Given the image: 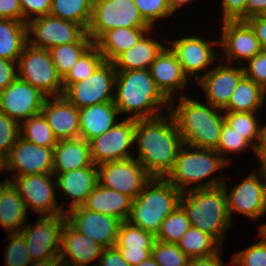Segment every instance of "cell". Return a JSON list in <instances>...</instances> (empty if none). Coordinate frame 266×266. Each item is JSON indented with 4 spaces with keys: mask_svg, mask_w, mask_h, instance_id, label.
Returning a JSON list of instances; mask_svg holds the SVG:
<instances>
[{
    "mask_svg": "<svg viewBox=\"0 0 266 266\" xmlns=\"http://www.w3.org/2000/svg\"><path fill=\"white\" fill-rule=\"evenodd\" d=\"M135 120L138 161L152 177L166 178L184 145L171 114Z\"/></svg>",
    "mask_w": 266,
    "mask_h": 266,
    "instance_id": "cell-1",
    "label": "cell"
},
{
    "mask_svg": "<svg viewBox=\"0 0 266 266\" xmlns=\"http://www.w3.org/2000/svg\"><path fill=\"white\" fill-rule=\"evenodd\" d=\"M223 178L208 180L188 188L180 198V206L187 214L190 225L212 236L222 246L231 224Z\"/></svg>",
    "mask_w": 266,
    "mask_h": 266,
    "instance_id": "cell-2",
    "label": "cell"
},
{
    "mask_svg": "<svg viewBox=\"0 0 266 266\" xmlns=\"http://www.w3.org/2000/svg\"><path fill=\"white\" fill-rule=\"evenodd\" d=\"M179 99L175 109L173 106L169 108V113L176 122L183 144L193 148L216 150L225 121L224 115L218 114L222 109L209 103L206 106L184 95Z\"/></svg>",
    "mask_w": 266,
    "mask_h": 266,
    "instance_id": "cell-3",
    "label": "cell"
},
{
    "mask_svg": "<svg viewBox=\"0 0 266 266\" xmlns=\"http://www.w3.org/2000/svg\"><path fill=\"white\" fill-rule=\"evenodd\" d=\"M114 105L119 113H132V118L151 119L161 116V105L170 102L157 89L149 69L116 71Z\"/></svg>",
    "mask_w": 266,
    "mask_h": 266,
    "instance_id": "cell-4",
    "label": "cell"
},
{
    "mask_svg": "<svg viewBox=\"0 0 266 266\" xmlns=\"http://www.w3.org/2000/svg\"><path fill=\"white\" fill-rule=\"evenodd\" d=\"M181 195L166 178L152 177L132 200L127 221L156 235L165 218L180 205Z\"/></svg>",
    "mask_w": 266,
    "mask_h": 266,
    "instance_id": "cell-5",
    "label": "cell"
},
{
    "mask_svg": "<svg viewBox=\"0 0 266 266\" xmlns=\"http://www.w3.org/2000/svg\"><path fill=\"white\" fill-rule=\"evenodd\" d=\"M193 149L195 150L193 151ZM229 161L216 150L183 145L179 150L175 165L166 179L183 193L188 191L184 187L205 179Z\"/></svg>",
    "mask_w": 266,
    "mask_h": 266,
    "instance_id": "cell-6",
    "label": "cell"
},
{
    "mask_svg": "<svg viewBox=\"0 0 266 266\" xmlns=\"http://www.w3.org/2000/svg\"><path fill=\"white\" fill-rule=\"evenodd\" d=\"M18 78L50 96L63 95L62 78L57 73L50 53L27 43L18 59Z\"/></svg>",
    "mask_w": 266,
    "mask_h": 266,
    "instance_id": "cell-7",
    "label": "cell"
},
{
    "mask_svg": "<svg viewBox=\"0 0 266 266\" xmlns=\"http://www.w3.org/2000/svg\"><path fill=\"white\" fill-rule=\"evenodd\" d=\"M119 27H151L133 0H93L87 34L95 42L104 32Z\"/></svg>",
    "mask_w": 266,
    "mask_h": 266,
    "instance_id": "cell-8",
    "label": "cell"
},
{
    "mask_svg": "<svg viewBox=\"0 0 266 266\" xmlns=\"http://www.w3.org/2000/svg\"><path fill=\"white\" fill-rule=\"evenodd\" d=\"M98 184L135 199L152 176L135 158L106 162L97 166Z\"/></svg>",
    "mask_w": 266,
    "mask_h": 266,
    "instance_id": "cell-9",
    "label": "cell"
},
{
    "mask_svg": "<svg viewBox=\"0 0 266 266\" xmlns=\"http://www.w3.org/2000/svg\"><path fill=\"white\" fill-rule=\"evenodd\" d=\"M27 32L31 46L46 50L73 42H93L82 25L50 14L31 19L27 23ZM31 32L35 36L29 39Z\"/></svg>",
    "mask_w": 266,
    "mask_h": 266,
    "instance_id": "cell-10",
    "label": "cell"
},
{
    "mask_svg": "<svg viewBox=\"0 0 266 266\" xmlns=\"http://www.w3.org/2000/svg\"><path fill=\"white\" fill-rule=\"evenodd\" d=\"M115 78L116 70L112 62L104 61L85 80L71 83L63 91V96L78 109L113 102L111 90L115 88Z\"/></svg>",
    "mask_w": 266,
    "mask_h": 266,
    "instance_id": "cell-11",
    "label": "cell"
},
{
    "mask_svg": "<svg viewBox=\"0 0 266 266\" xmlns=\"http://www.w3.org/2000/svg\"><path fill=\"white\" fill-rule=\"evenodd\" d=\"M66 214L42 215L35 226H25L20 233L25 237L27 251L32 261L58 258L61 248V233Z\"/></svg>",
    "mask_w": 266,
    "mask_h": 266,
    "instance_id": "cell-12",
    "label": "cell"
},
{
    "mask_svg": "<svg viewBox=\"0 0 266 266\" xmlns=\"http://www.w3.org/2000/svg\"><path fill=\"white\" fill-rule=\"evenodd\" d=\"M135 142V119L126 118L104 134L88 141L91 158L96 166L132 158L128 150Z\"/></svg>",
    "mask_w": 266,
    "mask_h": 266,
    "instance_id": "cell-13",
    "label": "cell"
},
{
    "mask_svg": "<svg viewBox=\"0 0 266 266\" xmlns=\"http://www.w3.org/2000/svg\"><path fill=\"white\" fill-rule=\"evenodd\" d=\"M70 212V213H69ZM66 221L103 248L114 247L122 221L114 216L78 206L65 211Z\"/></svg>",
    "mask_w": 266,
    "mask_h": 266,
    "instance_id": "cell-14",
    "label": "cell"
},
{
    "mask_svg": "<svg viewBox=\"0 0 266 266\" xmlns=\"http://www.w3.org/2000/svg\"><path fill=\"white\" fill-rule=\"evenodd\" d=\"M53 174H32L14 176V182L11 183L18 190L22 197L26 208H31L33 211L41 215H56L65 213L63 204L57 207L54 190L56 187L52 183L51 177Z\"/></svg>",
    "mask_w": 266,
    "mask_h": 266,
    "instance_id": "cell-15",
    "label": "cell"
},
{
    "mask_svg": "<svg viewBox=\"0 0 266 266\" xmlns=\"http://www.w3.org/2000/svg\"><path fill=\"white\" fill-rule=\"evenodd\" d=\"M46 95L18 77L0 92V111L21 124L41 113Z\"/></svg>",
    "mask_w": 266,
    "mask_h": 266,
    "instance_id": "cell-16",
    "label": "cell"
},
{
    "mask_svg": "<svg viewBox=\"0 0 266 266\" xmlns=\"http://www.w3.org/2000/svg\"><path fill=\"white\" fill-rule=\"evenodd\" d=\"M7 170L16 176L53 174V148L42 147L18 137L7 155Z\"/></svg>",
    "mask_w": 266,
    "mask_h": 266,
    "instance_id": "cell-17",
    "label": "cell"
},
{
    "mask_svg": "<svg viewBox=\"0 0 266 266\" xmlns=\"http://www.w3.org/2000/svg\"><path fill=\"white\" fill-rule=\"evenodd\" d=\"M258 178L255 172L250 173L229 195L224 181L222 185L226 191L230 217L232 212H237L257 220L266 212V179L262 183Z\"/></svg>",
    "mask_w": 266,
    "mask_h": 266,
    "instance_id": "cell-18",
    "label": "cell"
},
{
    "mask_svg": "<svg viewBox=\"0 0 266 266\" xmlns=\"http://www.w3.org/2000/svg\"><path fill=\"white\" fill-rule=\"evenodd\" d=\"M223 23L222 40L212 44L216 43L224 48L229 64L234 58L248 61L263 50L254 30L246 20H228Z\"/></svg>",
    "mask_w": 266,
    "mask_h": 266,
    "instance_id": "cell-19",
    "label": "cell"
},
{
    "mask_svg": "<svg viewBox=\"0 0 266 266\" xmlns=\"http://www.w3.org/2000/svg\"><path fill=\"white\" fill-rule=\"evenodd\" d=\"M199 76L195 75V79H199L208 103L223 110L228 105L230 96L239 80L244 76V70L243 67L234 68L233 66L220 65L205 75Z\"/></svg>",
    "mask_w": 266,
    "mask_h": 266,
    "instance_id": "cell-20",
    "label": "cell"
},
{
    "mask_svg": "<svg viewBox=\"0 0 266 266\" xmlns=\"http://www.w3.org/2000/svg\"><path fill=\"white\" fill-rule=\"evenodd\" d=\"M149 71L157 89L171 105L175 99V91L184 88L188 81V76L184 74L176 55L170 48L165 47L152 62Z\"/></svg>",
    "mask_w": 266,
    "mask_h": 266,
    "instance_id": "cell-21",
    "label": "cell"
},
{
    "mask_svg": "<svg viewBox=\"0 0 266 266\" xmlns=\"http://www.w3.org/2000/svg\"><path fill=\"white\" fill-rule=\"evenodd\" d=\"M46 97L41 113L59 140L79 138V109L63 95L54 96L50 102Z\"/></svg>",
    "mask_w": 266,
    "mask_h": 266,
    "instance_id": "cell-22",
    "label": "cell"
},
{
    "mask_svg": "<svg viewBox=\"0 0 266 266\" xmlns=\"http://www.w3.org/2000/svg\"><path fill=\"white\" fill-rule=\"evenodd\" d=\"M103 249L93 239L75 230L67 221L65 222L58 257L60 263L68 266H86L99 258ZM68 256L70 259L66 261Z\"/></svg>",
    "mask_w": 266,
    "mask_h": 266,
    "instance_id": "cell-23",
    "label": "cell"
},
{
    "mask_svg": "<svg viewBox=\"0 0 266 266\" xmlns=\"http://www.w3.org/2000/svg\"><path fill=\"white\" fill-rule=\"evenodd\" d=\"M155 241L156 236L151 232L136 227L128 221H122L115 247L130 266H137L151 256Z\"/></svg>",
    "mask_w": 266,
    "mask_h": 266,
    "instance_id": "cell-24",
    "label": "cell"
},
{
    "mask_svg": "<svg viewBox=\"0 0 266 266\" xmlns=\"http://www.w3.org/2000/svg\"><path fill=\"white\" fill-rule=\"evenodd\" d=\"M211 45L199 36H191L171 41L172 48H168L176 55L184 74L186 76L190 74L188 76L190 78L198 71L207 68L214 59L216 60L217 56L214 55Z\"/></svg>",
    "mask_w": 266,
    "mask_h": 266,
    "instance_id": "cell-25",
    "label": "cell"
},
{
    "mask_svg": "<svg viewBox=\"0 0 266 266\" xmlns=\"http://www.w3.org/2000/svg\"><path fill=\"white\" fill-rule=\"evenodd\" d=\"M93 165L89 143L82 138L59 140L53 148V175Z\"/></svg>",
    "mask_w": 266,
    "mask_h": 266,
    "instance_id": "cell-26",
    "label": "cell"
},
{
    "mask_svg": "<svg viewBox=\"0 0 266 266\" xmlns=\"http://www.w3.org/2000/svg\"><path fill=\"white\" fill-rule=\"evenodd\" d=\"M56 188H61L65 196L73 198L69 209L82 206L89 194L93 191L98 183L97 167L95 164L72 170L65 173L56 174Z\"/></svg>",
    "mask_w": 266,
    "mask_h": 266,
    "instance_id": "cell-27",
    "label": "cell"
},
{
    "mask_svg": "<svg viewBox=\"0 0 266 266\" xmlns=\"http://www.w3.org/2000/svg\"><path fill=\"white\" fill-rule=\"evenodd\" d=\"M119 110L114 102H105L79 109V138L89 141L116 125Z\"/></svg>",
    "mask_w": 266,
    "mask_h": 266,
    "instance_id": "cell-28",
    "label": "cell"
},
{
    "mask_svg": "<svg viewBox=\"0 0 266 266\" xmlns=\"http://www.w3.org/2000/svg\"><path fill=\"white\" fill-rule=\"evenodd\" d=\"M132 200L120 192L96 184L82 205L84 208L127 221Z\"/></svg>",
    "mask_w": 266,
    "mask_h": 266,
    "instance_id": "cell-29",
    "label": "cell"
},
{
    "mask_svg": "<svg viewBox=\"0 0 266 266\" xmlns=\"http://www.w3.org/2000/svg\"><path fill=\"white\" fill-rule=\"evenodd\" d=\"M147 33L137 44L123 51L111 61L116 71L150 68L152 62L165 47L152 38H147Z\"/></svg>",
    "mask_w": 266,
    "mask_h": 266,
    "instance_id": "cell-30",
    "label": "cell"
},
{
    "mask_svg": "<svg viewBox=\"0 0 266 266\" xmlns=\"http://www.w3.org/2000/svg\"><path fill=\"white\" fill-rule=\"evenodd\" d=\"M152 27H119L104 32L94 44L104 56L112 61L117 55L133 47Z\"/></svg>",
    "mask_w": 266,
    "mask_h": 266,
    "instance_id": "cell-31",
    "label": "cell"
},
{
    "mask_svg": "<svg viewBox=\"0 0 266 266\" xmlns=\"http://www.w3.org/2000/svg\"><path fill=\"white\" fill-rule=\"evenodd\" d=\"M27 43V23L0 19V58L18 62Z\"/></svg>",
    "mask_w": 266,
    "mask_h": 266,
    "instance_id": "cell-32",
    "label": "cell"
},
{
    "mask_svg": "<svg viewBox=\"0 0 266 266\" xmlns=\"http://www.w3.org/2000/svg\"><path fill=\"white\" fill-rule=\"evenodd\" d=\"M266 91L245 75L239 80L230 96L228 105L222 110L228 112H256L262 106Z\"/></svg>",
    "mask_w": 266,
    "mask_h": 266,
    "instance_id": "cell-33",
    "label": "cell"
},
{
    "mask_svg": "<svg viewBox=\"0 0 266 266\" xmlns=\"http://www.w3.org/2000/svg\"><path fill=\"white\" fill-rule=\"evenodd\" d=\"M27 208L18 190L11 183L0 199V226L11 233L20 232L26 223ZM22 227V228H21Z\"/></svg>",
    "mask_w": 266,
    "mask_h": 266,
    "instance_id": "cell-34",
    "label": "cell"
},
{
    "mask_svg": "<svg viewBox=\"0 0 266 266\" xmlns=\"http://www.w3.org/2000/svg\"><path fill=\"white\" fill-rule=\"evenodd\" d=\"M93 8V0H52L49 14L69 20L88 29Z\"/></svg>",
    "mask_w": 266,
    "mask_h": 266,
    "instance_id": "cell-35",
    "label": "cell"
},
{
    "mask_svg": "<svg viewBox=\"0 0 266 266\" xmlns=\"http://www.w3.org/2000/svg\"><path fill=\"white\" fill-rule=\"evenodd\" d=\"M214 243L218 244L212 236L190 226L177 245L187 257L198 258L211 256L220 251V247H213Z\"/></svg>",
    "mask_w": 266,
    "mask_h": 266,
    "instance_id": "cell-36",
    "label": "cell"
},
{
    "mask_svg": "<svg viewBox=\"0 0 266 266\" xmlns=\"http://www.w3.org/2000/svg\"><path fill=\"white\" fill-rule=\"evenodd\" d=\"M22 123L20 136L26 141L48 148H54L57 145L58 139L42 113L24 120Z\"/></svg>",
    "mask_w": 266,
    "mask_h": 266,
    "instance_id": "cell-37",
    "label": "cell"
},
{
    "mask_svg": "<svg viewBox=\"0 0 266 266\" xmlns=\"http://www.w3.org/2000/svg\"><path fill=\"white\" fill-rule=\"evenodd\" d=\"M94 42H73L64 45L54 46L49 49L53 64L59 76L63 79L69 70L75 65L80 56Z\"/></svg>",
    "mask_w": 266,
    "mask_h": 266,
    "instance_id": "cell-38",
    "label": "cell"
},
{
    "mask_svg": "<svg viewBox=\"0 0 266 266\" xmlns=\"http://www.w3.org/2000/svg\"><path fill=\"white\" fill-rule=\"evenodd\" d=\"M104 56L93 43L62 79L64 90L71 84L89 77L103 62Z\"/></svg>",
    "mask_w": 266,
    "mask_h": 266,
    "instance_id": "cell-39",
    "label": "cell"
},
{
    "mask_svg": "<svg viewBox=\"0 0 266 266\" xmlns=\"http://www.w3.org/2000/svg\"><path fill=\"white\" fill-rule=\"evenodd\" d=\"M190 226V221L188 220L186 212L179 205L162 222L159 231L155 235L156 240L177 244Z\"/></svg>",
    "mask_w": 266,
    "mask_h": 266,
    "instance_id": "cell-40",
    "label": "cell"
},
{
    "mask_svg": "<svg viewBox=\"0 0 266 266\" xmlns=\"http://www.w3.org/2000/svg\"><path fill=\"white\" fill-rule=\"evenodd\" d=\"M225 122L231 126L238 134L243 136L255 149L257 143L254 139H259L260 126L254 116V112H226Z\"/></svg>",
    "mask_w": 266,
    "mask_h": 266,
    "instance_id": "cell-41",
    "label": "cell"
},
{
    "mask_svg": "<svg viewBox=\"0 0 266 266\" xmlns=\"http://www.w3.org/2000/svg\"><path fill=\"white\" fill-rule=\"evenodd\" d=\"M151 256L159 266H187V257L177 244L165 243L156 240Z\"/></svg>",
    "mask_w": 266,
    "mask_h": 266,
    "instance_id": "cell-42",
    "label": "cell"
},
{
    "mask_svg": "<svg viewBox=\"0 0 266 266\" xmlns=\"http://www.w3.org/2000/svg\"><path fill=\"white\" fill-rule=\"evenodd\" d=\"M10 243L7 246L6 266H30L32 259L27 251L25 237L20 233H10Z\"/></svg>",
    "mask_w": 266,
    "mask_h": 266,
    "instance_id": "cell-43",
    "label": "cell"
},
{
    "mask_svg": "<svg viewBox=\"0 0 266 266\" xmlns=\"http://www.w3.org/2000/svg\"><path fill=\"white\" fill-rule=\"evenodd\" d=\"M142 18L153 28L154 21L165 18L171 12L168 0H133Z\"/></svg>",
    "mask_w": 266,
    "mask_h": 266,
    "instance_id": "cell-44",
    "label": "cell"
},
{
    "mask_svg": "<svg viewBox=\"0 0 266 266\" xmlns=\"http://www.w3.org/2000/svg\"><path fill=\"white\" fill-rule=\"evenodd\" d=\"M247 147H252L254 150L253 146L243 136L238 134L224 121L216 151L221 155L224 151L225 153L240 152L247 149Z\"/></svg>",
    "mask_w": 266,
    "mask_h": 266,
    "instance_id": "cell-45",
    "label": "cell"
},
{
    "mask_svg": "<svg viewBox=\"0 0 266 266\" xmlns=\"http://www.w3.org/2000/svg\"><path fill=\"white\" fill-rule=\"evenodd\" d=\"M20 136V124L0 111V152L6 157Z\"/></svg>",
    "mask_w": 266,
    "mask_h": 266,
    "instance_id": "cell-46",
    "label": "cell"
},
{
    "mask_svg": "<svg viewBox=\"0 0 266 266\" xmlns=\"http://www.w3.org/2000/svg\"><path fill=\"white\" fill-rule=\"evenodd\" d=\"M232 263L240 266H266V241L261 239L233 256Z\"/></svg>",
    "mask_w": 266,
    "mask_h": 266,
    "instance_id": "cell-47",
    "label": "cell"
},
{
    "mask_svg": "<svg viewBox=\"0 0 266 266\" xmlns=\"http://www.w3.org/2000/svg\"><path fill=\"white\" fill-rule=\"evenodd\" d=\"M250 66L243 67L244 75L266 91V50L249 59Z\"/></svg>",
    "mask_w": 266,
    "mask_h": 266,
    "instance_id": "cell-48",
    "label": "cell"
},
{
    "mask_svg": "<svg viewBox=\"0 0 266 266\" xmlns=\"http://www.w3.org/2000/svg\"><path fill=\"white\" fill-rule=\"evenodd\" d=\"M52 0H20L23 11V22L28 23L32 18L31 13H35L36 17L48 15L51 8Z\"/></svg>",
    "mask_w": 266,
    "mask_h": 266,
    "instance_id": "cell-49",
    "label": "cell"
},
{
    "mask_svg": "<svg viewBox=\"0 0 266 266\" xmlns=\"http://www.w3.org/2000/svg\"><path fill=\"white\" fill-rule=\"evenodd\" d=\"M223 21L246 20L247 0H222Z\"/></svg>",
    "mask_w": 266,
    "mask_h": 266,
    "instance_id": "cell-50",
    "label": "cell"
},
{
    "mask_svg": "<svg viewBox=\"0 0 266 266\" xmlns=\"http://www.w3.org/2000/svg\"><path fill=\"white\" fill-rule=\"evenodd\" d=\"M0 19H12L23 22L20 0H0Z\"/></svg>",
    "mask_w": 266,
    "mask_h": 266,
    "instance_id": "cell-51",
    "label": "cell"
},
{
    "mask_svg": "<svg viewBox=\"0 0 266 266\" xmlns=\"http://www.w3.org/2000/svg\"><path fill=\"white\" fill-rule=\"evenodd\" d=\"M99 258V264L96 266H130L115 246L104 248Z\"/></svg>",
    "mask_w": 266,
    "mask_h": 266,
    "instance_id": "cell-52",
    "label": "cell"
},
{
    "mask_svg": "<svg viewBox=\"0 0 266 266\" xmlns=\"http://www.w3.org/2000/svg\"><path fill=\"white\" fill-rule=\"evenodd\" d=\"M14 67V61L0 58V92L18 77Z\"/></svg>",
    "mask_w": 266,
    "mask_h": 266,
    "instance_id": "cell-53",
    "label": "cell"
},
{
    "mask_svg": "<svg viewBox=\"0 0 266 266\" xmlns=\"http://www.w3.org/2000/svg\"><path fill=\"white\" fill-rule=\"evenodd\" d=\"M255 32L261 47L266 50V18L262 15L249 17L246 20Z\"/></svg>",
    "mask_w": 266,
    "mask_h": 266,
    "instance_id": "cell-54",
    "label": "cell"
},
{
    "mask_svg": "<svg viewBox=\"0 0 266 266\" xmlns=\"http://www.w3.org/2000/svg\"><path fill=\"white\" fill-rule=\"evenodd\" d=\"M217 252L207 257L189 258L187 266H224Z\"/></svg>",
    "mask_w": 266,
    "mask_h": 266,
    "instance_id": "cell-55",
    "label": "cell"
},
{
    "mask_svg": "<svg viewBox=\"0 0 266 266\" xmlns=\"http://www.w3.org/2000/svg\"><path fill=\"white\" fill-rule=\"evenodd\" d=\"M266 11V0H247L246 20L249 17L262 15Z\"/></svg>",
    "mask_w": 266,
    "mask_h": 266,
    "instance_id": "cell-56",
    "label": "cell"
},
{
    "mask_svg": "<svg viewBox=\"0 0 266 266\" xmlns=\"http://www.w3.org/2000/svg\"><path fill=\"white\" fill-rule=\"evenodd\" d=\"M257 142L254 152L258 156L262 151L266 150V124L260 126L259 139Z\"/></svg>",
    "mask_w": 266,
    "mask_h": 266,
    "instance_id": "cell-57",
    "label": "cell"
},
{
    "mask_svg": "<svg viewBox=\"0 0 266 266\" xmlns=\"http://www.w3.org/2000/svg\"><path fill=\"white\" fill-rule=\"evenodd\" d=\"M59 263H60L59 258H50V259L32 261L31 266H58Z\"/></svg>",
    "mask_w": 266,
    "mask_h": 266,
    "instance_id": "cell-58",
    "label": "cell"
},
{
    "mask_svg": "<svg viewBox=\"0 0 266 266\" xmlns=\"http://www.w3.org/2000/svg\"><path fill=\"white\" fill-rule=\"evenodd\" d=\"M193 0H168L171 12L174 13L178 7H180V5L182 4H186L189 3Z\"/></svg>",
    "mask_w": 266,
    "mask_h": 266,
    "instance_id": "cell-59",
    "label": "cell"
},
{
    "mask_svg": "<svg viewBox=\"0 0 266 266\" xmlns=\"http://www.w3.org/2000/svg\"><path fill=\"white\" fill-rule=\"evenodd\" d=\"M258 158H260L261 160V176L259 175V177H262L264 179H266V150L262 151L259 155Z\"/></svg>",
    "mask_w": 266,
    "mask_h": 266,
    "instance_id": "cell-60",
    "label": "cell"
},
{
    "mask_svg": "<svg viewBox=\"0 0 266 266\" xmlns=\"http://www.w3.org/2000/svg\"><path fill=\"white\" fill-rule=\"evenodd\" d=\"M137 266H159L152 256L140 262Z\"/></svg>",
    "mask_w": 266,
    "mask_h": 266,
    "instance_id": "cell-61",
    "label": "cell"
},
{
    "mask_svg": "<svg viewBox=\"0 0 266 266\" xmlns=\"http://www.w3.org/2000/svg\"><path fill=\"white\" fill-rule=\"evenodd\" d=\"M6 156L0 152V171L4 172L7 171L5 170V168H7V160H6Z\"/></svg>",
    "mask_w": 266,
    "mask_h": 266,
    "instance_id": "cell-62",
    "label": "cell"
},
{
    "mask_svg": "<svg viewBox=\"0 0 266 266\" xmlns=\"http://www.w3.org/2000/svg\"><path fill=\"white\" fill-rule=\"evenodd\" d=\"M11 182L12 180L10 181V179H6L3 183L0 182V199L4 190L11 184Z\"/></svg>",
    "mask_w": 266,
    "mask_h": 266,
    "instance_id": "cell-63",
    "label": "cell"
},
{
    "mask_svg": "<svg viewBox=\"0 0 266 266\" xmlns=\"http://www.w3.org/2000/svg\"><path fill=\"white\" fill-rule=\"evenodd\" d=\"M259 236L263 237V240L266 241V223L264 225H261Z\"/></svg>",
    "mask_w": 266,
    "mask_h": 266,
    "instance_id": "cell-64",
    "label": "cell"
},
{
    "mask_svg": "<svg viewBox=\"0 0 266 266\" xmlns=\"http://www.w3.org/2000/svg\"><path fill=\"white\" fill-rule=\"evenodd\" d=\"M58 266H68V265H66V264H63V263H59V265Z\"/></svg>",
    "mask_w": 266,
    "mask_h": 266,
    "instance_id": "cell-65",
    "label": "cell"
},
{
    "mask_svg": "<svg viewBox=\"0 0 266 266\" xmlns=\"http://www.w3.org/2000/svg\"><path fill=\"white\" fill-rule=\"evenodd\" d=\"M262 16L266 18V11L262 14Z\"/></svg>",
    "mask_w": 266,
    "mask_h": 266,
    "instance_id": "cell-66",
    "label": "cell"
}]
</instances>
